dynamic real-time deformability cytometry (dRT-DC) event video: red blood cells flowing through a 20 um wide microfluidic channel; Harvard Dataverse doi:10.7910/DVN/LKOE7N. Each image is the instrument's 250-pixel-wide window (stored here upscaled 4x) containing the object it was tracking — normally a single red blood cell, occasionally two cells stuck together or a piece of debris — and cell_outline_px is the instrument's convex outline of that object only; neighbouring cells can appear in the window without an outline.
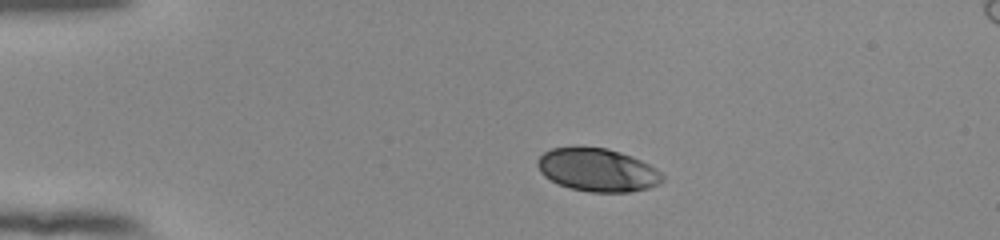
{"species": "human", "species_latin": "Homo sapiens", "temperature_condition": "room temperature", "stored_images_in_passage": 43, "camera_frame_rate_fps": 3000, "um_per_image_px": 0.085, "donor": {"sex": "female"}, "frame": {"image": 1, "passage_image": 1, "time_ms": 0.0, "image_size_px": [1000, 240], "cell_outline_px": [[664, 180], [660, 184], [648, 188], [628, 192], [588, 192], [568, 188], [544, 176], [540, 172], [536, 164], [536, 160], [544, 152], [552, 148], [608, 148], [632, 156], [656, 168], [664, 176]], "centroid_in_image_um": [50.8, 14.46], "position_along_channel_um": 34.2, "area_um2": 31.27}}
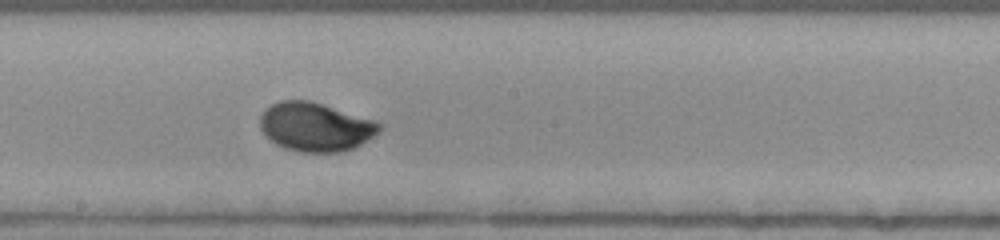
{"frame": {"image": 2, "passage_image": 20, "time_ms": 6.333, "image_size_px": [1000, 240], "cell_outline_px": [[384, 124], [380, 132], [360, 144], [352, 148], [340, 152], [300, 152], [284, 148], [268, 140], [260, 128], [260, 116], [264, 108], [280, 100], [308, 100], [376, 120]], "centroid_in_image_um": [26.8, 10.78], "position_along_channel_um": 221.4, "area_um2": 34.16}}
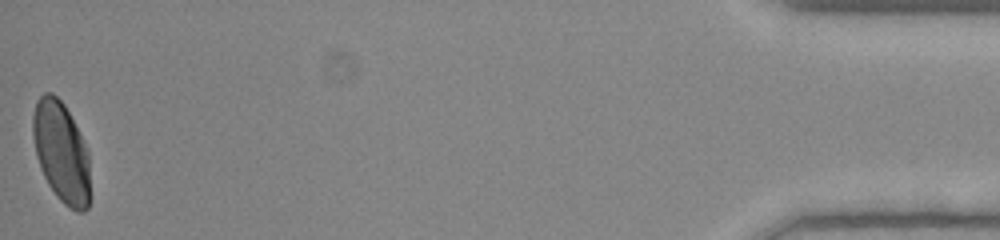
{"frame": {"image": 3, "passage_image": 43, "time_ms": 14.0, "image_size_px": [1000, 240], "cell_outline_px": [[92, 196], [88, 208], [84, 212], [76, 212], [64, 204], [56, 196], [48, 184], [40, 168], [36, 156], [32, 136], [32, 116], [36, 100], [44, 92], [52, 92], [64, 104], [88, 148]], "centroid_in_image_um": [5.24, 12.98], "position_along_channel_um": 430.0, "area_um2": 34.51}, "authors_computed_cell_mechanics": {"area_um2": 33.2928, "velocity_mm_per_s": 3.8577, "shape_relaxation_time_tau1_ms": 2.3439, "shape_relaxation_time_tau2_ms": null, "deformation_change_tau1": 0.1497, "deformation_change_tau2": null}}